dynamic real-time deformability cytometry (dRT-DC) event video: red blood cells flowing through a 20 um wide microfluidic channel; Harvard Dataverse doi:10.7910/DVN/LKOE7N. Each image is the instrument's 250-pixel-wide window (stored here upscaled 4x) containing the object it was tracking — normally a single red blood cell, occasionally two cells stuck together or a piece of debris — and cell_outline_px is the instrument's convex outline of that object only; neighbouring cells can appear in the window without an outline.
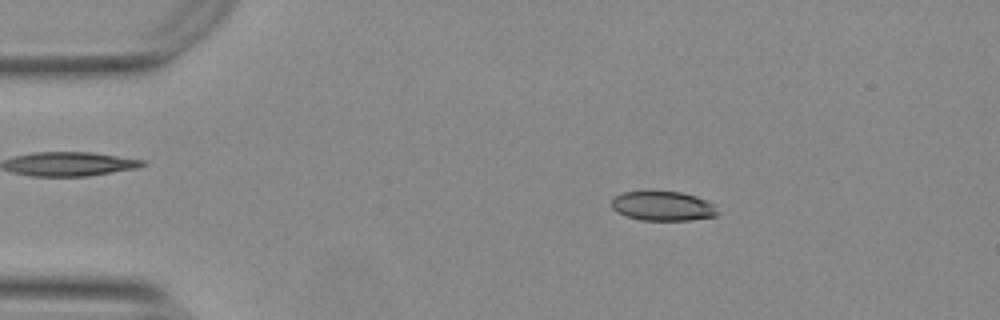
{"species": "Egyptian fruit bat (a non-hibernating species)", "species_latin": "Rousettus aegyptiacus", "temperature_condition": "warm", "stored_images_in_passage": 53, "camera_frame_rate_fps": 3000, "um_per_image_px": 0.085, "animal": {"sex": "female"}, "frame": {"image": 1, "passage_image": 9, "time_ms": 2.667, "image_size_px": [1000, 320], "cell_outline_px": [[716, 216], [688, 220], [640, 220], [624, 216], [616, 212], [612, 208], [612, 200], [616, 196], [624, 192], [680, 192], [696, 196], [716, 204]], "centroid_in_image_um": [56.34, 17.52], "position_along_channel_um": 28.7, "area_um2": 18.09}}
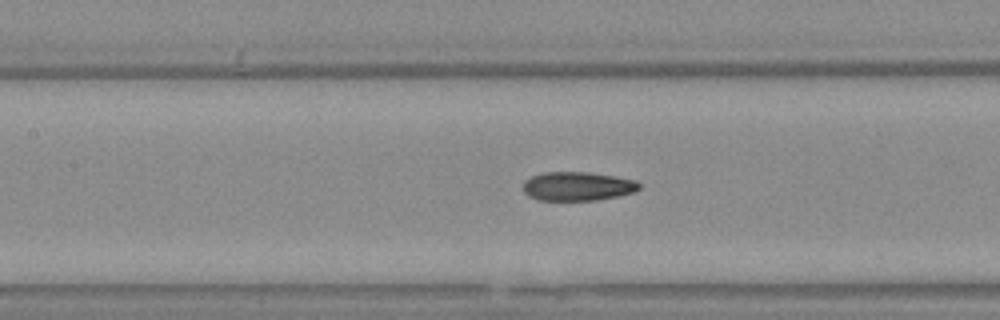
{"frame": {"image": 2, "passage_image": 24, "time_ms": 7.667, "image_size_px": [1000, 320], "cell_outline_px": [[640, 188], [632, 192], [620, 196], [596, 200], [536, 200], [528, 196], [524, 192], [524, 180], [532, 176], [544, 172], [588, 172], [636, 180], [640, 184]], "centroid_in_image_um": [49.07, 15.83], "position_along_channel_um": 158.3, "area_um2": 19.54}}
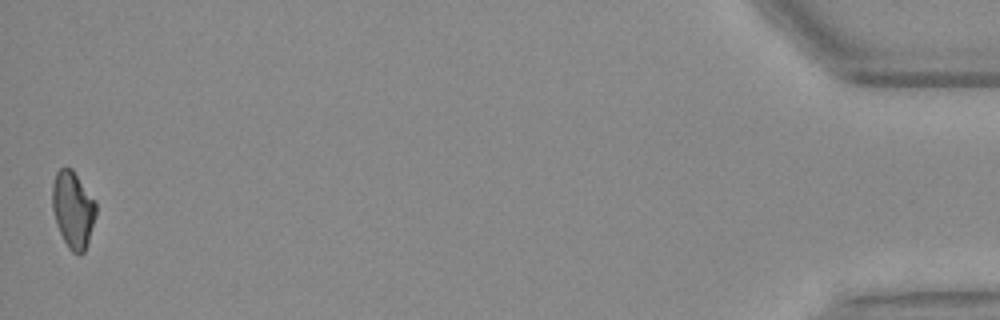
{"frame": {"image": 3, "passage_image": 53, "time_ms": 17.333, "image_size_px": [1000, 320], "cell_outline_px": [[96, 216], [84, 252], [80, 256], [72, 252], [68, 248], [56, 224], [52, 208], [52, 184], [56, 172], [60, 168], [72, 168], [96, 200]], "centroid_in_image_um": [6.21, 17.8], "position_along_channel_um": 429.0, "area_um2": 19.71}, "authors_computed_cell_mechanics": {"area_um2": 19.5364, "velocity_mm_per_s": 3.7861, "shape_relaxation_time_tau1_ms": 9.9099, "shape_relaxation_time_tau2_ms": 3.3563, "deformation_change_tau1": 0.2132, "deformation_change_tau2": 0.0954}}